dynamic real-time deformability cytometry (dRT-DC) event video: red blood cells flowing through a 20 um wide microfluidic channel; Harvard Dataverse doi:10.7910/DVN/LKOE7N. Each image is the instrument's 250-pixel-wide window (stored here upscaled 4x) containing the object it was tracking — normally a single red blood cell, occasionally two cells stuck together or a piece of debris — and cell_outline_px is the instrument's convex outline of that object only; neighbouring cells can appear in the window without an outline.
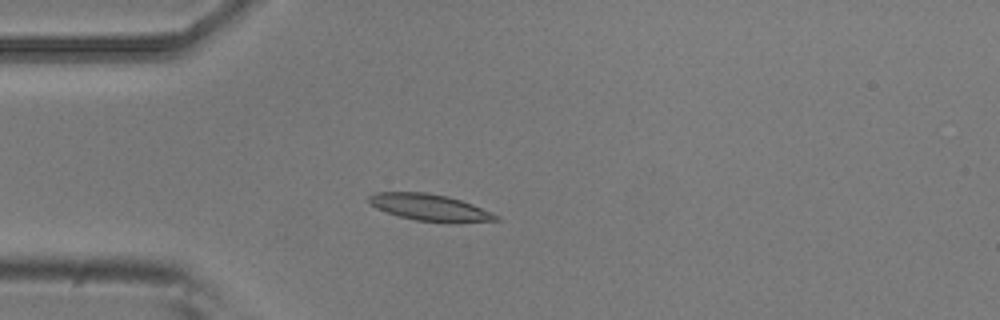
{"species": "common noctule bat (a hibernating species)", "species_latin": "Nyctalus noctula", "temperature_condition": "room temperature", "stored_images_in_passage": 5, "camera_frame_rate_fps": 3000, "um_per_image_px": 0.085, "animal": {"sex": "male", "body_mass_g": 20.5, "forearm_length_mm": 52.5}, "frame": {"image": 1, "passage_image": 3, "time_ms": 0.667, "image_size_px": [1000, 320], "cell_outline_px": [[500, 220], [416, 220], [400, 216], [376, 208], [368, 204], [368, 196], [376, 192], [424, 192], [448, 196], [472, 204], [492, 212], [500, 216]], "centroid_in_image_um": [36.43, 17.58], "position_along_channel_um": 48.6, "area_um2": 18.84}}
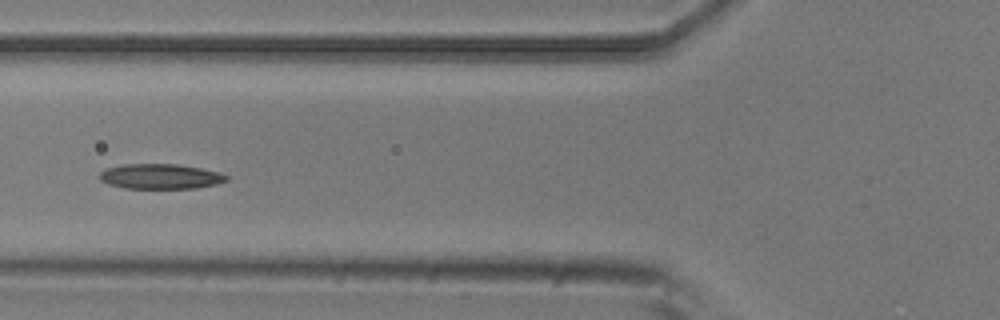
{"frame": {"image": 2, "passage_image": 5, "time_ms": 1.333, "image_size_px": [1000, 320], "cell_outline_px": [[228, 180], [216, 184], [196, 188], [124, 188], [108, 184], [100, 180], [100, 172], [104, 168], [124, 164], [176, 164], [200, 168], [220, 172], [228, 176]], "centroid_in_image_um": [13.62, 14.99], "position_along_channel_um": 112.2, "area_um2": 18.55}}